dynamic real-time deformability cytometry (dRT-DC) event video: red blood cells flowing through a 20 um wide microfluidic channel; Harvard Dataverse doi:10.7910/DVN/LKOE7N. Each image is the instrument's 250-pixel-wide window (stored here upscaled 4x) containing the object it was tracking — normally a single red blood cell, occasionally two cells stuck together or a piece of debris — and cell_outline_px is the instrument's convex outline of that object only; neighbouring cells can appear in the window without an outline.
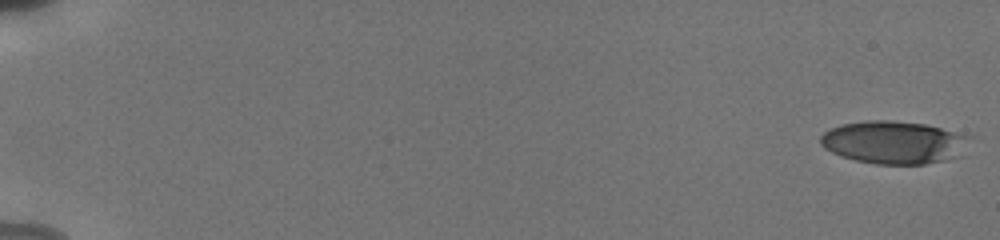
{"species": "human", "species_latin": "Homo sapiens", "temperature_condition": "cold", "stored_images_in_passage": 26, "camera_frame_rate_fps": 3000, "um_per_image_px": 0.085, "donor": {"sex": "male"}, "frame": {"image": 1, "passage_image": 1, "time_ms": 0.0, "image_size_px": [1000, 240], "cell_outline_px": [[976, 136], [964, 156], [924, 164], [876, 164], [856, 160], [840, 156], [824, 148], [820, 144], [820, 136], [824, 132], [840, 124], [864, 120], [888, 120], [924, 124]], "centroid_in_image_um": [76.09, 12.1], "position_along_channel_um": 8.9, "area_um2": 38.03}}
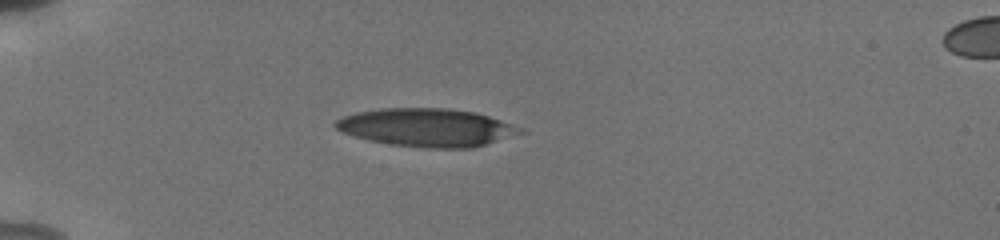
{"frame": {"image": 2, "passage_image": 22, "time_ms": 5.333, "image_size_px": [1000, 240], "cell_outline_px": [[528, 132], [472, 148], [424, 148], [392, 144], [368, 140], [344, 132], [336, 128], [332, 124], [336, 120], [344, 116], [356, 112], [380, 108], [448, 108], [476, 112], [524, 128]], "centroid_in_image_um": [36.32, 10.83], "position_along_channel_um": 48.7, "area_um2": 41.1}}